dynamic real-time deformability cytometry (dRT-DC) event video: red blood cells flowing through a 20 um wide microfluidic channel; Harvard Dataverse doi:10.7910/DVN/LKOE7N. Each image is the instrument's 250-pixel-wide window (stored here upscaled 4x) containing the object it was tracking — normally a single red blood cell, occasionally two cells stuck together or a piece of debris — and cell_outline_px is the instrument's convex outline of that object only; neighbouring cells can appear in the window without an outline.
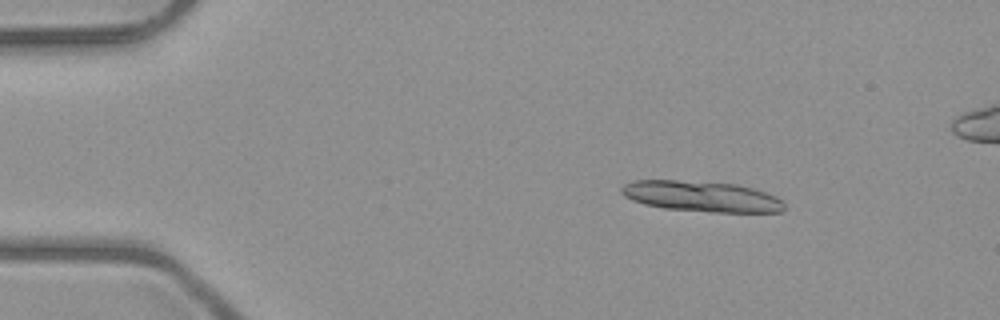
{"species": "common noctule bat (a hibernating species)", "species_latin": "Nyctalus noctula", "temperature_condition": "room temperature", "stored_images_in_passage": 22, "camera_frame_rate_fps": 3000, "um_per_image_px": 0.085, "animal": {"sex": "male", "body_mass_g": 23.1, "forearm_length_mm": 52.7}, "frame": {"image": 1, "passage_image": 7, "time_ms": 2.0, "image_size_px": [1000, 320], "cell_outline_px": [[784, 212], [708, 212], [664, 208], [644, 204], [632, 200], [624, 196], [620, 192], [620, 188], [624, 184], [636, 180], [676, 180], [736, 184], [752, 188], [776, 196], [784, 204]], "centroid_in_image_um": [59.6, 16.7], "position_along_channel_um": 25.4, "area_um2": 29.07}}